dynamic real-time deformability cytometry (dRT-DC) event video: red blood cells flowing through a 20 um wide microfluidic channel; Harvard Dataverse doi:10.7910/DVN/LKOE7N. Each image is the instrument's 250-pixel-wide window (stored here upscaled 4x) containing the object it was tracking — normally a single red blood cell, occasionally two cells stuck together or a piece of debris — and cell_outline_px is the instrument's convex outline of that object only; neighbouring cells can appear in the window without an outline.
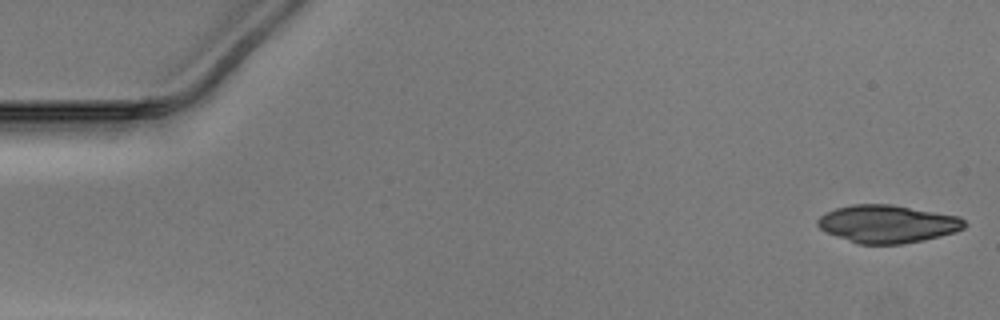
{"species": "Egyptian fruit bat (a non-hibernating species)", "species_latin": "Rousettus aegyptiacus", "temperature_condition": "warm", "stored_images_in_passage": 50, "camera_frame_rate_fps": 3000, "um_per_image_px": 0.085, "animal": {"sex": "male"}, "frame": {"image": 1, "passage_image": 1, "time_ms": 0.0, "image_size_px": [1000, 320], "cell_outline_px": [[968, 224], [964, 228], [956, 232], [924, 240], [900, 244], [856, 244], [824, 232], [816, 224], [816, 220], [824, 212], [836, 208], [852, 204], [892, 204], [960, 216]], "centroid_in_image_um": [75.42, 19.03], "position_along_channel_um": 9.6, "area_um2": 32.77}}
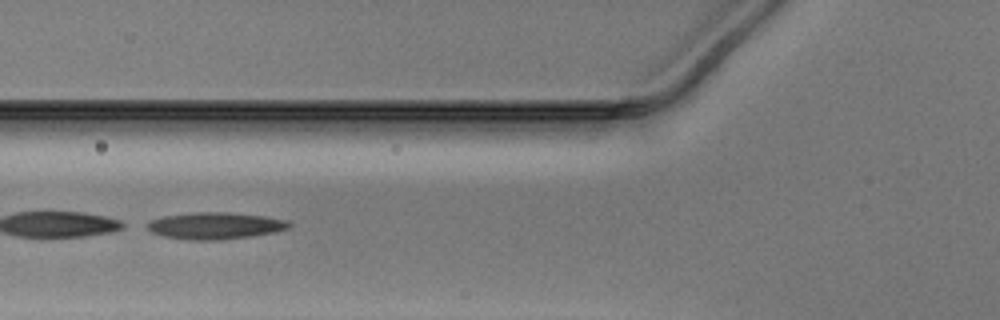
{"frame": {"image": 2, "passage_image": 19, "time_ms": 6.0, "image_size_px": [1000, 320], "cell_outline_px": [[292, 224], [288, 228], [272, 232], [248, 236], [220, 240], [188, 240], [164, 236], [152, 232], [140, 224], [148, 220], [164, 216], [192, 212], [228, 212], [264, 216], [288, 220]], "centroid_in_image_um": [18.19, 19.17], "position_along_channel_um": 107.6, "area_um2": 22.31}}